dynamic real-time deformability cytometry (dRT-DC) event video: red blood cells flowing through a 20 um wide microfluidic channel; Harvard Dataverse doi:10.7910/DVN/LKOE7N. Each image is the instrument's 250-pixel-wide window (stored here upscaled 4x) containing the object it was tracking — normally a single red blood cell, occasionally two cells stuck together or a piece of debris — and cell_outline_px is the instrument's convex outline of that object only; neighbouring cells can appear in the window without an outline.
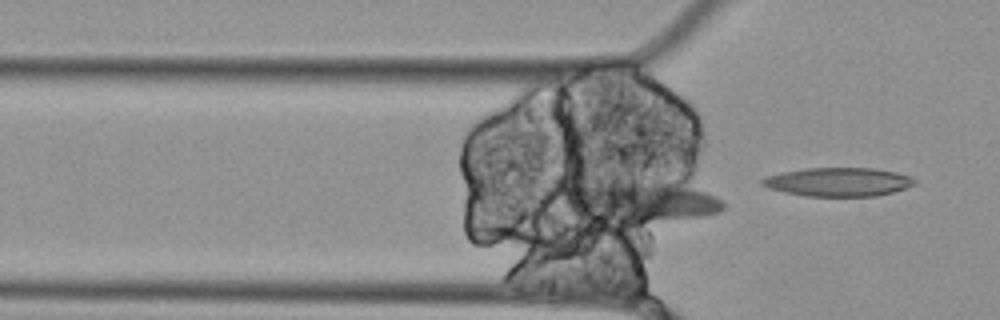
{"species": "Egyptian fruit bat (a non-hibernating species)", "species_latin": "Rousettus aegyptiacus", "temperature_condition": "cold", "stored_images_in_passage": 6, "segment_of_instrument_passage": [1, 2], "camera_frame_rate_fps": 3000, "um_per_image_px": 0.085, "animal": {"sex": "female"}, "frame": {"image": 1, "passage_image": 5, "time_ms": 1.333, "image_size_px": [1000, 320], "cell_outline_px": [[724, 208], [720, 212], [704, 216], [648, 220], [584, 220], [564, 200], [564, 196], [572, 184], [648, 176], [672, 180], [704, 192], [720, 200], [724, 204]], "centroid_in_image_um": [54.38, 17.0], "position_along_channel_um": 71.4, "area_um2": 38.9}}